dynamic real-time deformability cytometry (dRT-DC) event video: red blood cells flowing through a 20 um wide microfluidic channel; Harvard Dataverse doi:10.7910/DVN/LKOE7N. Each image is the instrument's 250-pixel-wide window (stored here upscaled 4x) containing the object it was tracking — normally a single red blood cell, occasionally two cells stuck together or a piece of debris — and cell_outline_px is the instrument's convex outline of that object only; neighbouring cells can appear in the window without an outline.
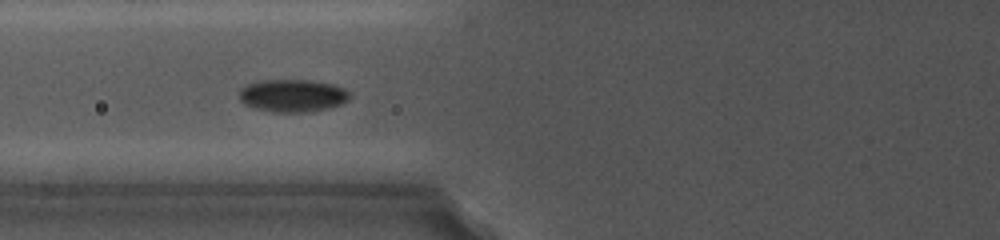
{"species": "common noctule bat (a hibernating species)", "species_latin": "Nyctalus noctula", "temperature_condition": "cold", "stored_images_in_passage": 59, "camera_frame_rate_fps": 5000, "um_per_image_px": 0.085, "animal": {"sex": "female", "body_mass_g": 19.0, "forearm_length_mm": 56.7}, "frame": {"image": 1, "passage_image": 33, "time_ms": 5.2, "image_size_px": [1000, 240], "cell_outline_px": [[348, 100], [340, 104], [328, 108], [312, 112], [272, 112], [256, 108], [244, 104], [240, 100], [240, 88], [244, 84], [260, 80], [312, 80], [336, 84], [344, 88], [348, 92]], "centroid_in_image_um": [24.85, 8.11], "position_along_channel_um": 100.9, "area_um2": 21.21}}